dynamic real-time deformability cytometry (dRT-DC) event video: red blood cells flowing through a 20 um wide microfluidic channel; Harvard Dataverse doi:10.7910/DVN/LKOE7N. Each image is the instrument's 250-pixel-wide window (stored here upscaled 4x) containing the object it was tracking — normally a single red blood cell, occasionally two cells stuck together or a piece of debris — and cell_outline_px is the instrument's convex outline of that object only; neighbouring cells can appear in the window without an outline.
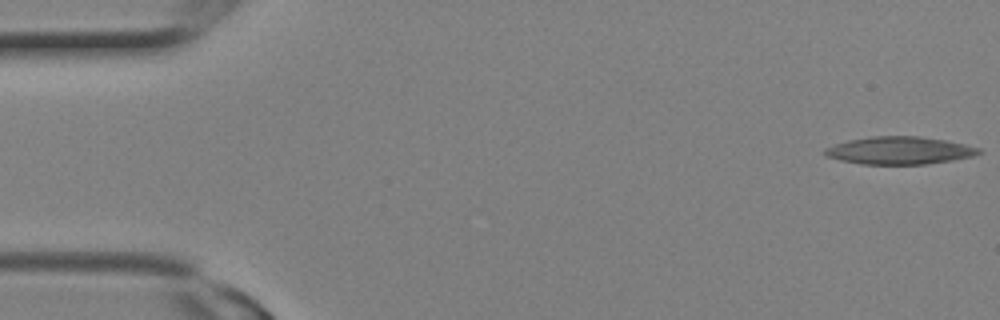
{"species": "Egyptian fruit bat (a non-hibernating species)", "species_latin": "Rousettus aegyptiacus", "temperature_condition": "room temperature", "stored_images_in_passage": 11, "camera_frame_rate_fps": 3000, "um_per_image_px": 0.085, "animal": {"sex": "female"}, "frame": {"image": 1, "passage_image": 1, "time_ms": 0.0, "image_size_px": [1000, 320], "cell_outline_px": [[980, 152], [972, 156], [952, 160], [924, 164], [860, 164], [840, 160], [824, 156], [824, 148], [848, 140], [872, 136], [920, 136], [944, 140], [964, 144], [980, 148]], "centroid_in_image_um": [76.41, 12.79], "position_along_channel_um": 8.6, "area_um2": 24.62}}
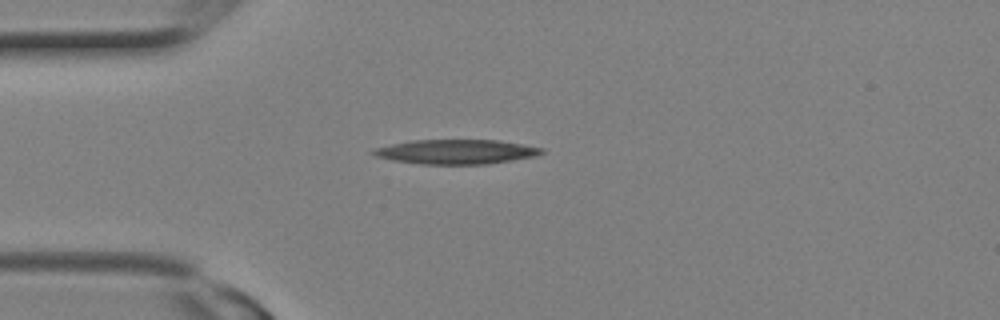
{"frame": {"image": 2, "passage_image": 7, "time_ms": 2.0, "image_size_px": [1000, 320], "cell_outline_px": [[544, 152], [536, 156], [512, 160], [484, 164], [420, 164], [392, 160], [376, 156], [368, 152], [376, 148], [392, 144], [412, 140], [496, 140], [544, 148]], "centroid_in_image_um": [38.75, 12.9], "position_along_channel_um": 46.2, "area_um2": 23.87}}
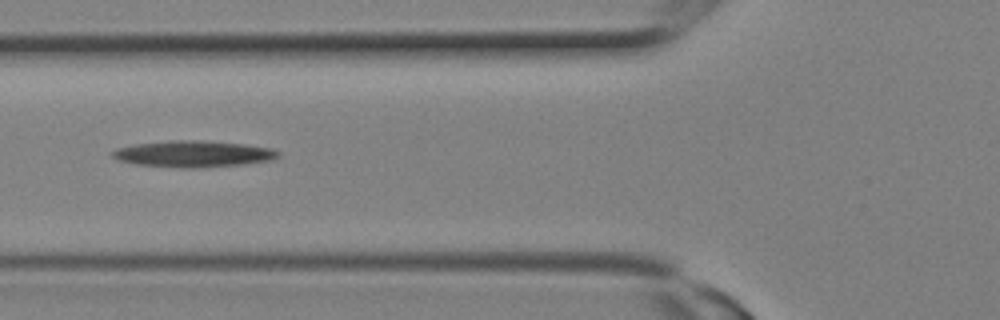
{"frame": {"image": 3, "passage_image": 10, "time_ms": 3.0, "image_size_px": [1000, 320], "cell_outline_px": [[280, 156], [272, 160], [244, 164], [204, 168], [180, 168], [136, 164], [116, 160], [112, 156], [112, 152], [116, 148], [136, 144], [172, 140], [200, 140], [244, 144], [272, 148], [280, 152]], "centroid_in_image_um": [16.45, 13.09], "position_along_channel_um": 109.4, "area_um2": 25.72}}